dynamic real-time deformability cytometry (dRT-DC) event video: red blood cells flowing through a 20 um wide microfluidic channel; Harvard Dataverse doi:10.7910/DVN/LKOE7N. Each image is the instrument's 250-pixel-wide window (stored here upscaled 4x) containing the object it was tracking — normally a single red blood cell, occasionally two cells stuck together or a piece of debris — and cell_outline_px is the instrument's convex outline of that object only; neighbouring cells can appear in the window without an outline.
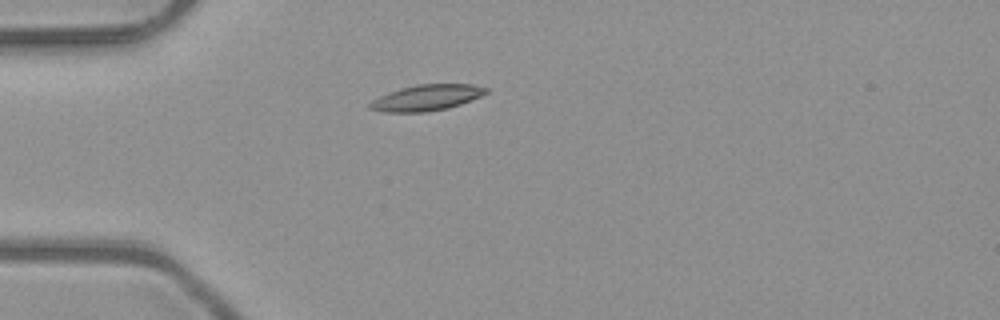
{"species": "common noctule bat (a hibernating species)", "species_latin": "Nyctalus noctula", "temperature_condition": "room temperature", "stored_images_in_passage": 3, "camera_frame_rate_fps": 3000, "um_per_image_px": 0.085, "animal": {"sex": "male", "body_mass_g": 23.1, "forearm_length_mm": 52.7}, "frame": {"image": 1, "passage_image": 3, "time_ms": 0.667, "image_size_px": [1000, 320], "cell_outline_px": [[488, 92], [480, 96], [460, 104], [448, 108], [428, 112], [384, 112], [368, 108], [368, 104], [372, 100], [388, 92], [400, 88], [416, 84], [472, 84], [488, 88]], "centroid_in_image_um": [36.24, 8.3], "position_along_channel_um": 48.8, "area_um2": 17.57}}